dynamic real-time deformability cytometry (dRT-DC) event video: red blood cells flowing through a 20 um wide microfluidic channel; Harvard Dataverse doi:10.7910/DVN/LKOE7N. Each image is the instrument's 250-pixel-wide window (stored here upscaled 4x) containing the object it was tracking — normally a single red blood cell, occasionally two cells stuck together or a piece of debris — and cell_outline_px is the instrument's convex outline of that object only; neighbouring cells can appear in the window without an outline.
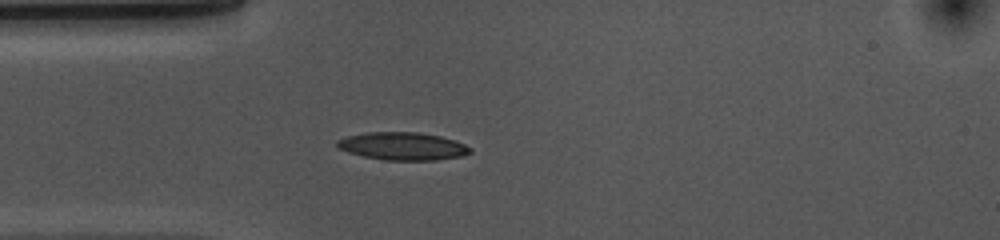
{"species": "common noctule bat (a hibernating species)", "species_latin": "Nyctalus noctula", "temperature_condition": "cold", "stored_images_in_passage": 41, "camera_frame_rate_fps": 3000, "um_per_image_px": 0.085, "animal": {"sex": "female", "body_mass_g": 10.0, "forearm_length_mm": 53.1}, "frame": {"image": 1, "passage_image": 1, "time_ms": 0.0, "image_size_px": [1000, 240], "cell_outline_px": [[472, 152], [460, 156], [436, 160], [384, 160], [364, 156], [348, 152], [336, 148], [336, 140], [348, 136], [364, 132], [416, 132], [440, 136], [456, 140], [472, 148]], "centroid_in_image_um": [34.21, 12.42], "position_along_channel_um": 50.8, "area_um2": 21.62}}
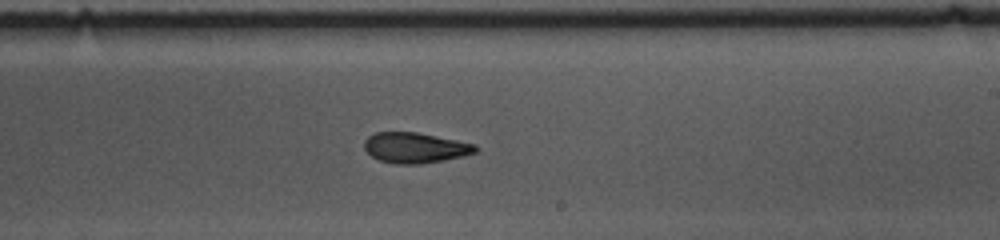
{"frame": {"image": 2, "passage_image": 18, "time_ms": 5.667, "image_size_px": [1000, 240], "cell_outline_px": [[480, 148], [476, 152], [464, 156], [444, 160], [420, 164], [396, 164], [380, 160], [372, 156], [364, 148], [364, 140], [368, 136], [376, 132], [416, 132], [476, 144]], "centroid_in_image_um": [35.31, 12.56], "position_along_channel_um": 253.7, "area_um2": 19.77}}
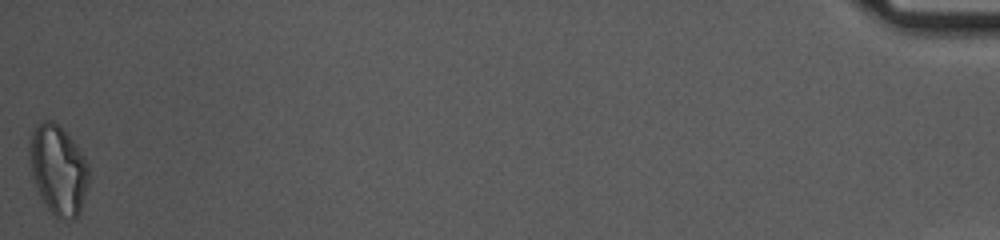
{"frame": {"image": 3, "passage_image": 41, "time_ms": 13.333, "image_size_px": [1000, 240], "cell_outline_px": [[88, 184], [80, 208], [76, 216], [72, 220], [60, 220], [48, 208], [40, 196], [32, 176], [28, 152], [28, 144], [32, 132], [44, 120], [52, 120], [60, 124], [76, 144], [84, 156], [88, 164]], "centroid_in_image_um": [4.93, 14.4], "position_along_channel_um": 430.3, "area_um2": 30.87}, "authors_computed_cell_mechanics": {"area_um2": 20.8658, "velocity_mm_per_s": 3.6598, "shape_relaxation_time_tau1_ms": 3.6396, "shape_relaxation_time_tau2_ms": 2.6342, "deformation_change_tau1": 0.1492, "deformation_change_tau2": 0.0985}}